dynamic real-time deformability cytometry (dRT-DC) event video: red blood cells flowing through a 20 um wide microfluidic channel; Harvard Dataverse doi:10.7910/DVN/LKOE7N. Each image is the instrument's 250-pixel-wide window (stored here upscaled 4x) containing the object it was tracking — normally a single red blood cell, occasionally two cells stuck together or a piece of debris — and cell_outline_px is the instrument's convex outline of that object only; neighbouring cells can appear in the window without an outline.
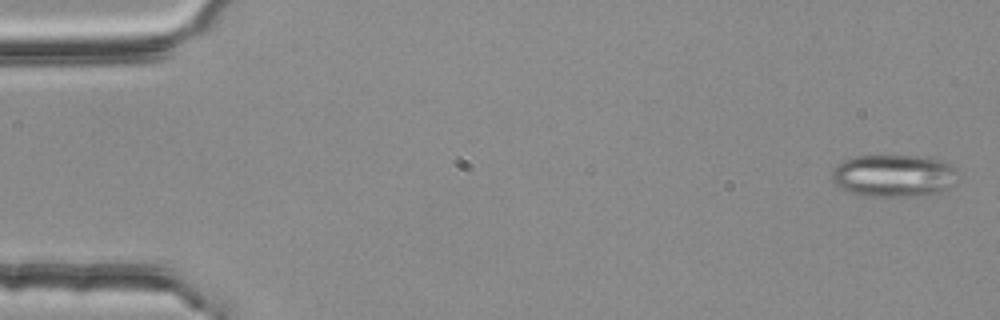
{"species": "common noctule bat (a hibernating species)", "species_latin": "Nyctalus noctula", "temperature_condition": "room temperature", "stored_images_in_passage": 54, "camera_frame_rate_fps": 3000, "um_per_image_px": 0.085, "animal": {"sex": "female", "body_mass_g": 25.1}, "frame": {"image": 1, "passage_image": 2, "time_ms": 0.333, "image_size_px": [1000, 320], "cell_outline_px": [[956, 184], [936, 196], [872, 196], [852, 192], [836, 184], [832, 180], [832, 172], [836, 164], [844, 160], [856, 156], [924, 156], [940, 160], [956, 168]], "centroid_in_image_um": [76.05, 14.94], "position_along_channel_um": 9.0, "area_um2": 31.33}}
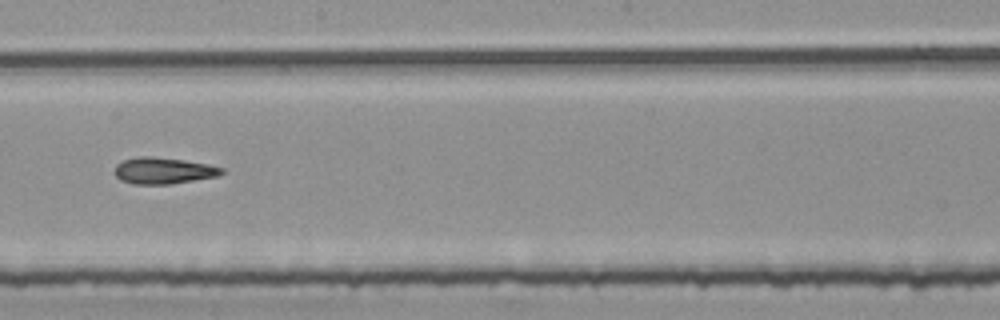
{"frame": {"image": 2, "passage_image": 31, "time_ms": 10.0, "image_size_px": [1000, 320], "cell_outline_px": [[224, 172], [220, 176], [172, 184], [132, 184], [120, 180], [116, 176], [116, 164], [124, 160], [140, 156], [152, 156], [184, 160], [208, 164], [224, 168]], "centroid_in_image_um": [13.93, 14.51], "position_along_channel_um": 234.3, "area_um2": 16.59}}
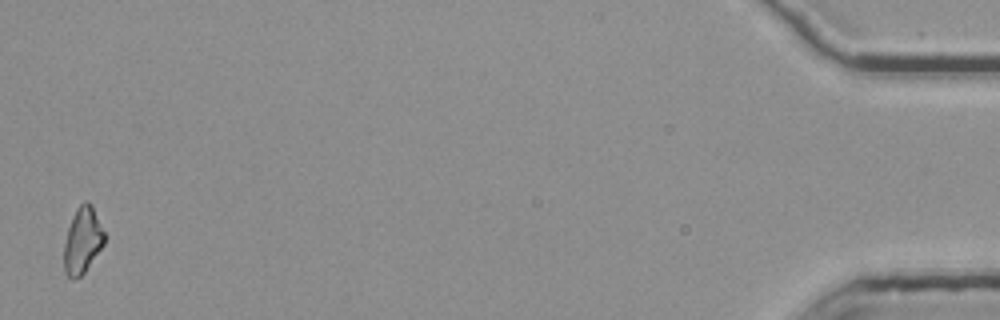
{"frame": {"image": 3, "passage_image": 54, "time_ms": 17.667, "image_size_px": [1000, 320], "cell_outline_px": [[104, 244], [84, 272], [76, 280], [72, 280], [64, 272], [64, 244], [68, 228], [76, 208], [84, 200], [88, 200], [92, 204], [104, 232]], "centroid_in_image_um": [7.0, 20.43], "position_along_channel_um": 428.2, "area_um2": 15.55}, "authors_computed_cell_mechanics": {"area_um2": 16.4441, "velocity_mm_per_s": 3.795, "shape_relaxation_time_tau1_ms": null, "shape_relaxation_time_tau2_ms": 8.1497, "deformation_change_tau1": null, "deformation_change_tau2": 0.2109}}